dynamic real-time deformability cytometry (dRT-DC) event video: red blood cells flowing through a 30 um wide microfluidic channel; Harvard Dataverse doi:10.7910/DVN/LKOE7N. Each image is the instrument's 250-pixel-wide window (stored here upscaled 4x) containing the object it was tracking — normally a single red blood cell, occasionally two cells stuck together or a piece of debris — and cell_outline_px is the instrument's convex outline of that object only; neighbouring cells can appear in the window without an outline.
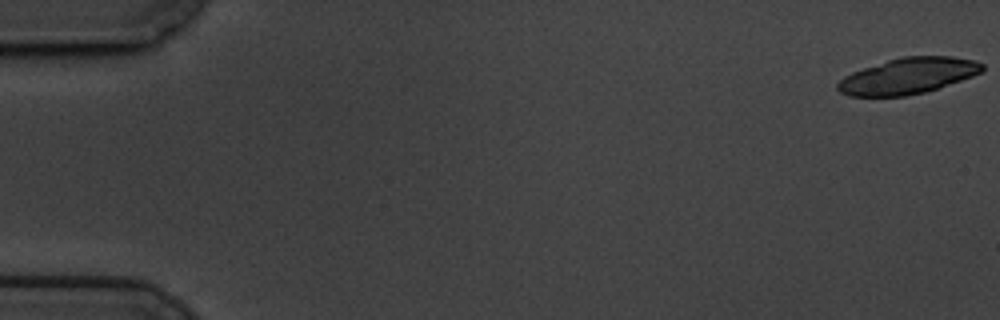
{"species": "common noctule bat (a hibernating species)", "species_latin": "Nyctalus noctula", "temperature_condition": "cold", "stored_images_in_passage": 58, "camera_frame_rate_fps": 3000, "um_per_image_px": 0.085, "animal": {"sex": "male", "body_mass_g": 19.5, "forearm_length_mm": 54.6}, "frame": {"image": 1, "passage_image": 1, "time_ms": 0.0, "image_size_px": [1000, 320], "cell_outline_px": [[984, 72], [924, 92], [904, 96], [848, 96], [840, 92], [836, 88], [836, 84], [844, 76], [852, 72], [888, 60], [904, 56], [952, 56], [972, 60], [984, 64]], "centroid_in_image_um": [77.17, 6.45], "position_along_channel_um": 7.8, "area_um2": 30.06}}